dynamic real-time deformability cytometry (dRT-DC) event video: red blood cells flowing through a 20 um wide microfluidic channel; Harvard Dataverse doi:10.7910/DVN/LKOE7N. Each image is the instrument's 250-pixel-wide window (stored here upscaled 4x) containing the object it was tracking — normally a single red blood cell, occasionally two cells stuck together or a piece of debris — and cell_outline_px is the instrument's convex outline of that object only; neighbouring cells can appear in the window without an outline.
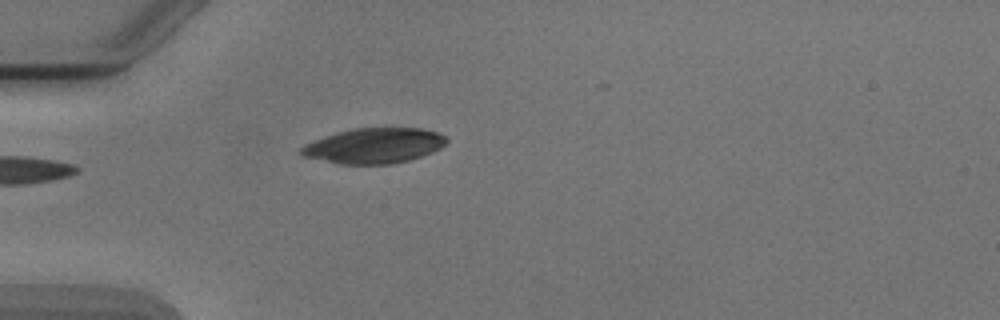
{"species": "Egyptian fruit bat (a non-hibernating species)", "species_latin": "Rousettus aegyptiacus", "temperature_condition": "cold", "stored_images_in_passage": 5, "camera_frame_rate_fps": 3000, "um_per_image_px": 0.085, "animal": {"sex": "male"}, "frame": {"image": 1, "passage_image": 5, "time_ms": 4.667, "image_size_px": [1000, 320], "cell_outline_px": [[448, 140], [440, 148], [432, 152], [408, 160], [392, 164], [336, 164], [300, 156], [300, 148], [304, 144], [340, 132], [356, 128], [424, 128], [448, 136]], "centroid_in_image_um": [31.8, 12.39], "position_along_channel_um": 53.2, "area_um2": 29.82}}